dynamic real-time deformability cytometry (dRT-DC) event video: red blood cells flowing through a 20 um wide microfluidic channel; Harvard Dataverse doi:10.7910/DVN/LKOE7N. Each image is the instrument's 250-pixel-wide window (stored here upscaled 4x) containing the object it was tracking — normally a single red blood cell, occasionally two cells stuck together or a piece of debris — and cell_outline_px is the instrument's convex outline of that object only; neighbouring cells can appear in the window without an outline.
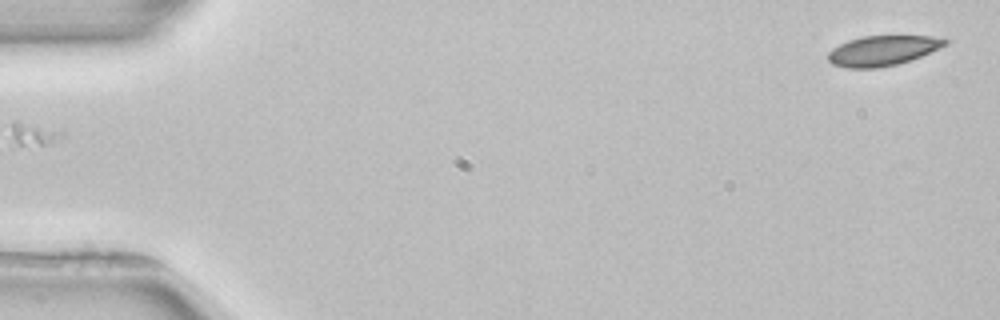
{"species": "common noctule bat (a hibernating species)", "species_latin": "Nyctalus noctula", "temperature_condition": "room temperature", "stored_images_in_passage": 3, "segment_of_instrument_passage": [2, 2], "camera_frame_rate_fps": 3000, "um_per_image_px": 0.085, "animal": {"sex": "female", "body_mass_g": 22.7, "forearm_length_mm": 54.2}, "frame": {"image": 1, "passage_image": 3, "time_ms": 3.0, "image_size_px": [1000, 320], "cell_outline_px": [[948, 40], [944, 44], [920, 56], [896, 64], [876, 68], [848, 68], [832, 64], [828, 60], [828, 52], [832, 48], [848, 40], [864, 36], [932, 36]], "centroid_in_image_um": [74.93, 4.3], "position_along_channel_um": 10.1, "area_um2": 20.0}}